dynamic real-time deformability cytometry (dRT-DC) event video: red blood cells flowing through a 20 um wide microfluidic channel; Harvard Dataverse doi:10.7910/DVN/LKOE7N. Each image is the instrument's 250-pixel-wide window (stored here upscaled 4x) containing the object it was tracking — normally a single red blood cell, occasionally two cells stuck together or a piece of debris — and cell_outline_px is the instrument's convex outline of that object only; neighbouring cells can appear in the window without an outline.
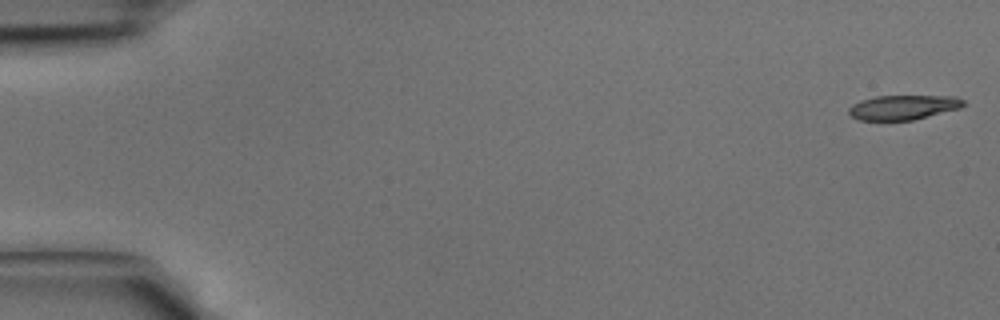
{"species": "common noctule bat (a hibernating species)", "species_latin": "Nyctalus noctula", "temperature_condition": "cold", "stored_images_in_passage": 42, "camera_frame_rate_fps": 3000, "um_per_image_px": 0.085, "animal": {"sex": "male", "body_mass_g": 15.6}, "frame": {"image": 1, "passage_image": 1, "time_ms": 0.0, "image_size_px": [1000, 320], "cell_outline_px": [[964, 104], [960, 108], [912, 120], [860, 120], [852, 116], [848, 112], [848, 108], [852, 104], [860, 100], [876, 96], [956, 96], [964, 100]], "centroid_in_image_um": [76.75, 9.11], "position_along_channel_um": 8.2, "area_um2": 16.36}}
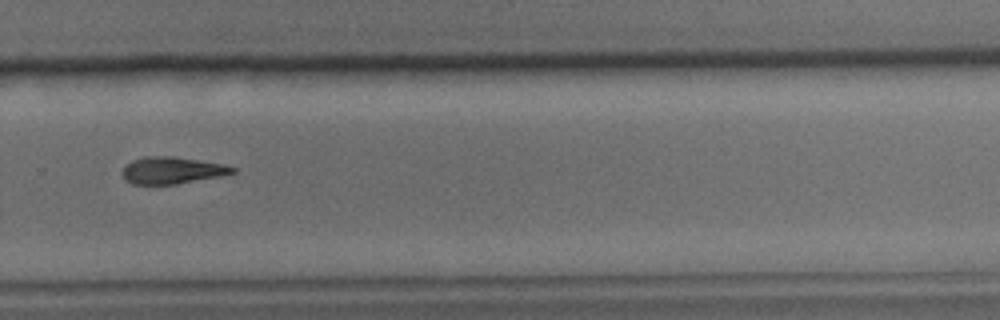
{"frame": {"image": 2, "passage_image": 29, "time_ms": 9.333, "image_size_px": [1000, 320], "cell_outline_px": [[236, 172], [220, 176], [176, 184], [132, 184], [124, 180], [120, 172], [132, 160], [144, 156], [172, 156], [200, 160], [224, 164], [236, 168]], "centroid_in_image_um": [14.6, 14.48], "position_along_channel_um": 315.2, "area_um2": 17.34}}
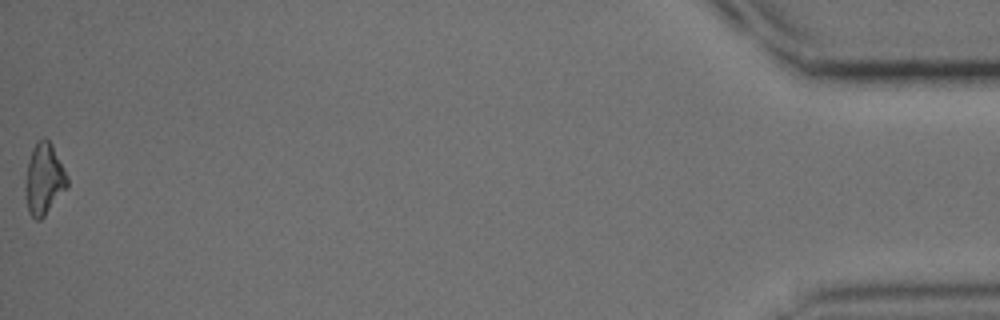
{"frame": {"image": 3, "passage_image": 42, "time_ms": 13.667, "image_size_px": [1000, 320], "cell_outline_px": [[68, 188], [44, 216], [40, 220], [36, 220], [28, 212], [24, 192], [24, 188], [28, 164], [32, 148], [36, 140], [44, 136], [52, 144], [68, 176]], "centroid_in_image_um": [3.74, 15.22], "position_along_channel_um": 431.5, "area_um2": 17.69}}